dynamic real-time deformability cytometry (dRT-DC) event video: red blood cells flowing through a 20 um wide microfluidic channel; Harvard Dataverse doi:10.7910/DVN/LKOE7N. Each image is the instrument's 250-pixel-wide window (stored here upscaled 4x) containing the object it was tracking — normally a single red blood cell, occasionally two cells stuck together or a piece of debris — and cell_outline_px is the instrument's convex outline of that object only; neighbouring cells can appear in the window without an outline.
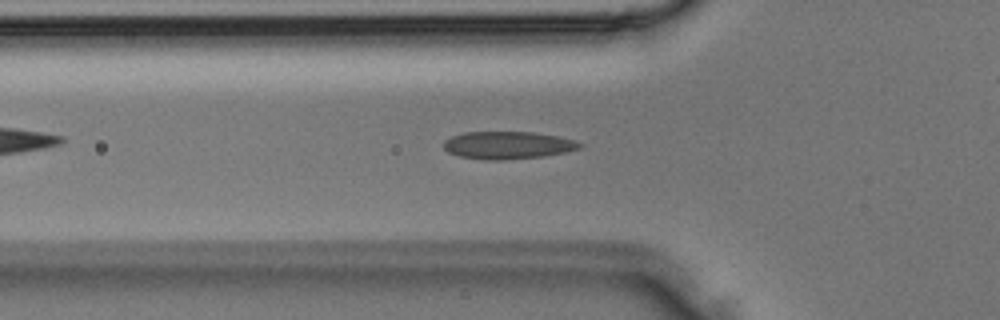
{"species": "Egyptian fruit bat (a non-hibernating species)", "species_latin": "Rousettus aegyptiacus", "temperature_condition": "room temperature", "stored_images_in_passage": 35, "camera_frame_rate_fps": 3000, "um_per_image_px": 0.085, "animal": {"sex": "male"}, "frame": {"image": 1, "passage_image": 10, "time_ms": 3.0, "image_size_px": [1000, 320], "cell_outline_px": [[584, 144], [580, 148], [564, 152], [544, 156], [500, 160], [488, 160], [460, 156], [448, 152], [444, 148], [444, 140], [452, 136], [464, 132], [532, 132], [560, 136], [576, 140]], "centroid_in_image_um": [43.19, 12.33], "position_along_channel_um": 82.6, "area_um2": 21.85}}
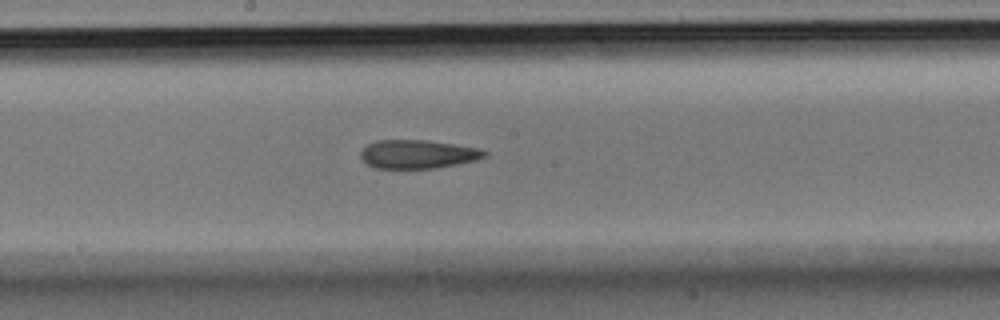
{"frame": {"image": 2, "passage_image": 17, "time_ms": 5.333, "image_size_px": [1000, 320], "cell_outline_px": [[488, 156], [476, 160], [436, 168], [376, 168], [368, 164], [360, 156], [360, 152], [368, 144], [376, 140], [428, 140], [480, 148], [488, 152]], "centroid_in_image_um": [35.55, 13.1], "position_along_channel_um": 212.7, "area_um2": 20.63}}
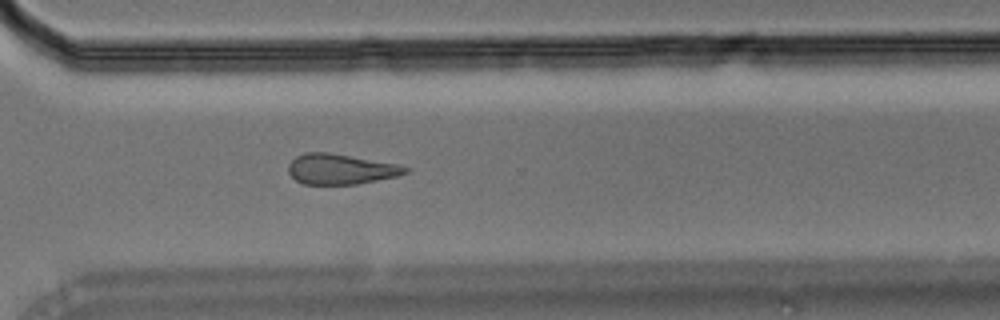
{"frame": {"image": 3, "passage_image": 24, "time_ms": 7.667, "image_size_px": [1000, 320], "cell_outline_px": [[412, 168], [408, 172], [396, 176], [356, 184], [304, 184], [296, 180], [288, 172], [288, 164], [296, 156], [304, 152], [328, 152], [396, 164]], "centroid_in_image_um": [28.93, 14.37], "position_along_channel_um": 341.7, "area_um2": 20.52}}